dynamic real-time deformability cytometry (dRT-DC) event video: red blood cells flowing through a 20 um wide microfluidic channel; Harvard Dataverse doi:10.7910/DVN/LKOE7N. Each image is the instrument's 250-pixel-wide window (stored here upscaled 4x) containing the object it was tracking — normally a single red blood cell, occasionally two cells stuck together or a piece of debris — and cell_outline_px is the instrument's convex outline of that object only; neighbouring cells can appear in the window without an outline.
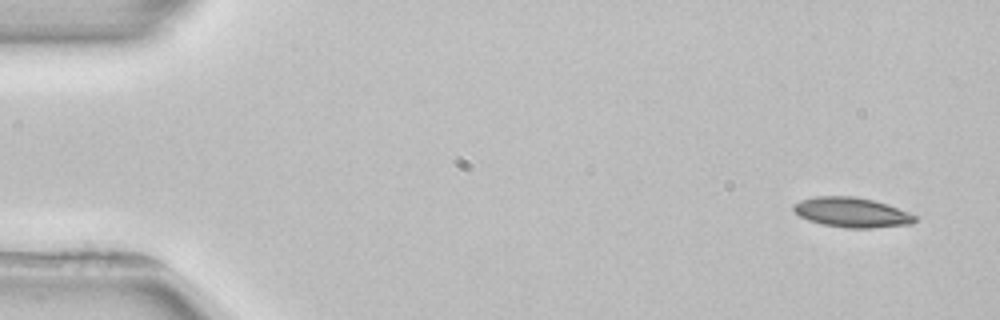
{"species": "common noctule bat (a hibernating species)", "species_latin": "Nyctalus noctula", "temperature_condition": "room temperature", "stored_images_in_passage": 4, "camera_frame_rate_fps": 3000, "um_per_image_px": 0.085, "animal": {"sex": "female", "body_mass_g": 22.7, "forearm_length_mm": 54.2}, "frame": {"image": 1, "passage_image": 1, "time_ms": 0.0, "image_size_px": [1000, 320], "cell_outline_px": [[920, 216], [912, 224], [872, 228], [848, 228], [824, 224], [808, 220], [800, 216], [792, 208], [792, 204], [800, 200], [816, 196], [852, 196], [872, 200], [888, 204]], "centroid_in_image_um": [72.44, 18.05], "position_along_channel_um": 12.6, "area_um2": 21.21}}
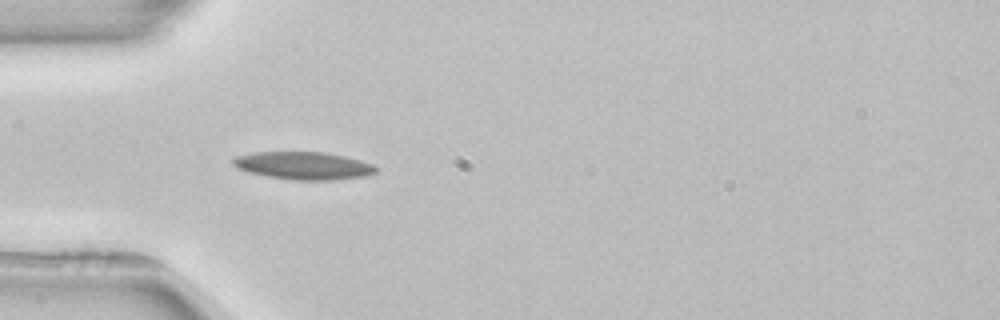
{"frame": {"image": 2, "passage_image": 4, "time_ms": 4.333, "image_size_px": [1000, 320], "cell_outline_px": [[376, 172], [368, 176], [336, 180], [296, 180], [268, 176], [248, 172], [236, 168], [232, 164], [232, 160], [236, 156], [256, 152], [328, 152], [360, 160], [372, 164], [376, 168]], "centroid_in_image_um": [25.81, 14.08], "position_along_channel_um": 59.2, "area_um2": 23.12}}